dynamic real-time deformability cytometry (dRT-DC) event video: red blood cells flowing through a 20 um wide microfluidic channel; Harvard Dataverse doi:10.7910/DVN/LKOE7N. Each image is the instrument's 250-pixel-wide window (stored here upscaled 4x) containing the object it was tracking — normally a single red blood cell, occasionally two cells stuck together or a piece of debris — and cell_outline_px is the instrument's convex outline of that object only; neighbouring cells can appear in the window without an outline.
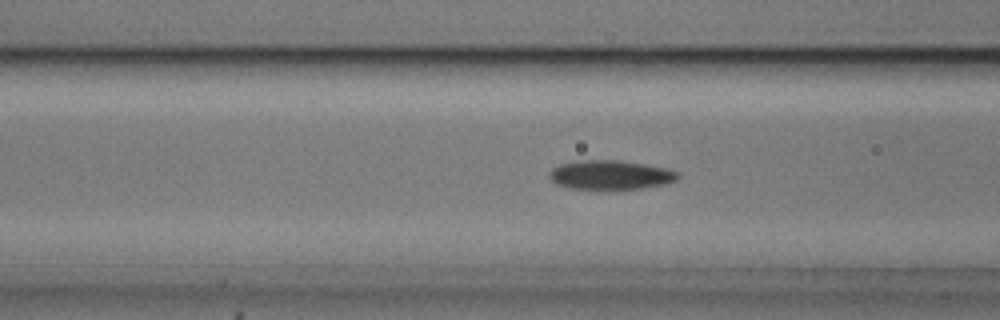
{"species": "common noctule bat (a hibernating species)", "species_latin": "Nyctalus noctula", "temperature_condition": "cold", "stored_images_in_passage": 55, "camera_frame_rate_fps": 3000, "um_per_image_px": 0.085, "animal": {"sex": "male", "body_mass_g": 20.5, "forearm_length_mm": 52.5}, "frame": {"image": 1, "passage_image": 21, "time_ms": 6.667, "image_size_px": [1000, 320], "cell_outline_px": [[680, 176], [676, 180], [664, 184], [640, 188], [568, 188], [556, 184], [548, 176], [548, 172], [552, 168], [560, 164], [584, 160], [620, 160], [668, 168], [680, 172]], "centroid_in_image_um": [51.9, 14.85], "position_along_channel_um": 114.7, "area_um2": 21.68}}
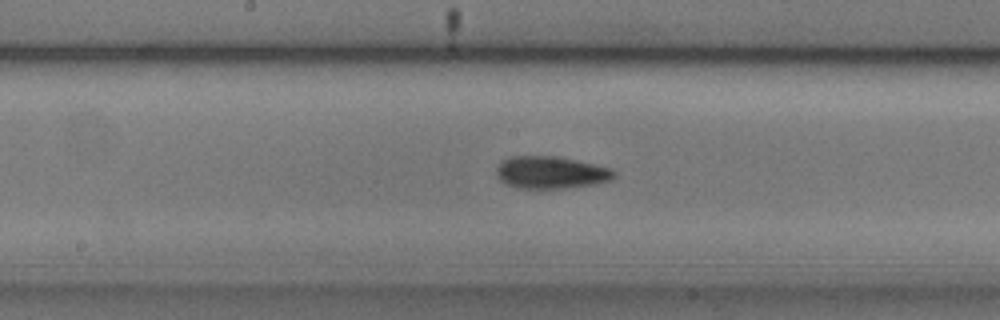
{"frame": {"image": 2, "passage_image": 28, "time_ms": 9.0, "image_size_px": [1000, 320], "cell_outline_px": [[616, 176], [612, 180], [592, 184], [560, 188], [516, 188], [500, 180], [496, 172], [496, 168], [500, 160], [512, 156], [556, 156], [612, 168], [616, 172]], "centroid_in_image_um": [46.81, 14.65], "position_along_channel_um": 201.4, "area_um2": 22.08}}
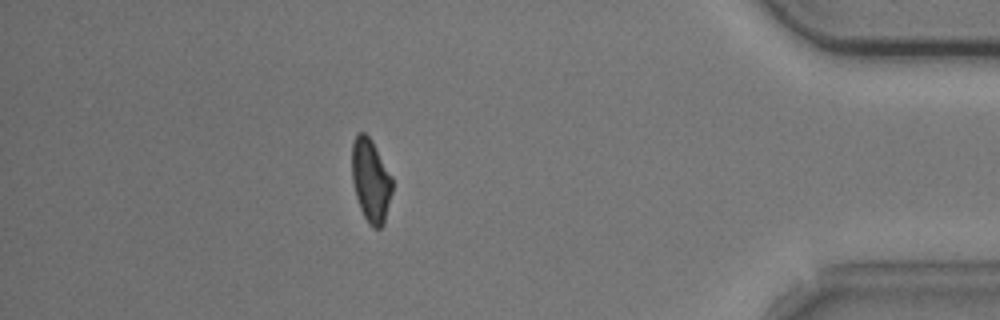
{"frame": {"image": 3, "passage_image": 48, "time_ms": 15.667, "image_size_px": [1000, 320], "cell_outline_px": [[392, 192], [384, 224], [380, 228], [372, 228], [368, 224], [360, 208], [356, 196], [352, 180], [352, 144], [356, 132], [364, 132], [372, 140], [392, 176]], "centroid_in_image_um": [31.51, 15.34], "position_along_channel_um": 403.7, "area_um2": 19.71}, "authors_computed_cell_mechanics": {"area_um2": 20.8658, "velocity_mm_per_s": 3.6931, "shape_relaxation_time_tau1_ms": 4.9052, "shape_relaxation_time_tau2_ms": 6.4614, "deformation_change_tau1": 0.1496, "deformation_change_tau2": 0.1326}}